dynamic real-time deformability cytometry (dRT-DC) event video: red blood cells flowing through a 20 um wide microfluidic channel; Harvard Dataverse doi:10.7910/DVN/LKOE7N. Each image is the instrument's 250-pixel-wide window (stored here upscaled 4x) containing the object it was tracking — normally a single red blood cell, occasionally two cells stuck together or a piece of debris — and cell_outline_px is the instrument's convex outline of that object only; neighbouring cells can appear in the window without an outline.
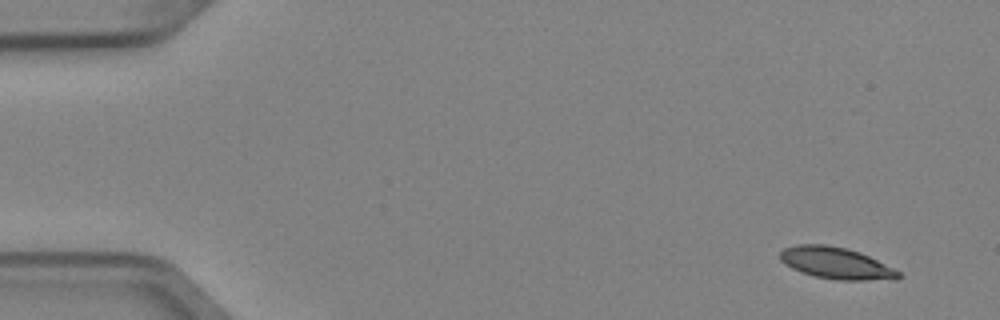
{"species": "Egyptian fruit bat (a non-hibernating species)", "species_latin": "Rousettus aegyptiacus", "temperature_condition": "cold", "stored_images_in_passage": 5, "camera_frame_rate_fps": 3000, "um_per_image_px": 0.085, "animal": {"sex": "female"}, "frame": {"image": 1, "passage_image": 1, "time_ms": 0.0, "image_size_px": [1000, 320], "cell_outline_px": [[900, 276], [896, 280], [836, 280], [816, 276], [792, 268], [784, 264], [780, 260], [780, 252], [784, 248], [796, 244], [824, 244], [848, 248], [860, 252], [900, 272]], "centroid_in_image_um": [71.05, 22.36], "position_along_channel_um": 13.9, "area_um2": 21.73}}
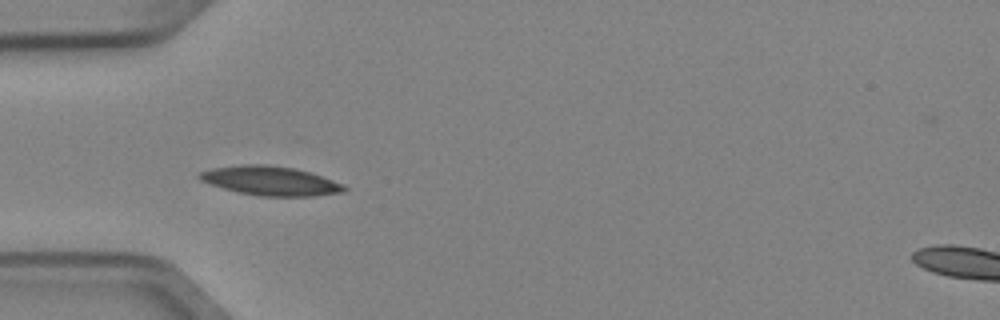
{"frame": {"image": 2, "passage_image": 4, "time_ms": 1.0, "image_size_px": [1000, 320], "cell_outline_px": [[348, 188], [344, 192], [312, 196], [260, 196], [240, 192], [224, 188], [200, 180], [196, 176], [200, 172], [212, 168], [244, 164], [264, 164], [292, 168], [308, 172], [344, 184]], "centroid_in_image_um": [22.99, 15.37], "position_along_channel_um": 62.0, "area_um2": 24.28}}
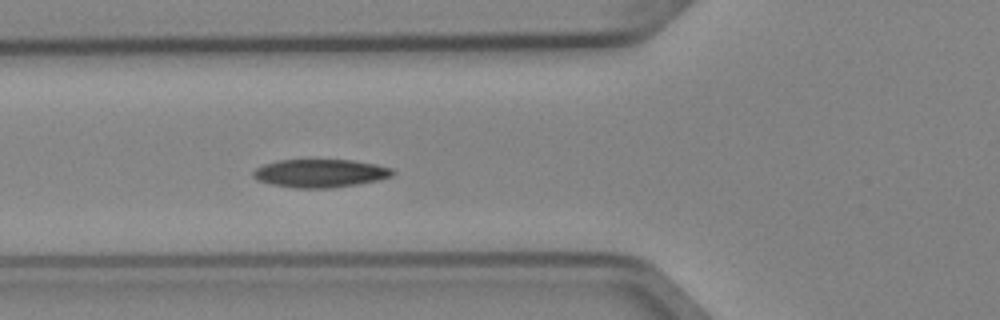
{"frame": {"image": 3, "passage_image": 5, "time_ms": 1.333, "image_size_px": [1000, 320], "cell_outline_px": [[396, 172], [392, 176], [376, 180], [356, 184], [332, 188], [296, 188], [272, 184], [256, 180], [252, 176], [252, 172], [256, 168], [264, 164], [280, 160], [352, 160], [376, 164], [392, 168]], "centroid_in_image_um": [27.21, 14.72], "position_along_channel_um": 98.6, "area_um2": 22.83}}